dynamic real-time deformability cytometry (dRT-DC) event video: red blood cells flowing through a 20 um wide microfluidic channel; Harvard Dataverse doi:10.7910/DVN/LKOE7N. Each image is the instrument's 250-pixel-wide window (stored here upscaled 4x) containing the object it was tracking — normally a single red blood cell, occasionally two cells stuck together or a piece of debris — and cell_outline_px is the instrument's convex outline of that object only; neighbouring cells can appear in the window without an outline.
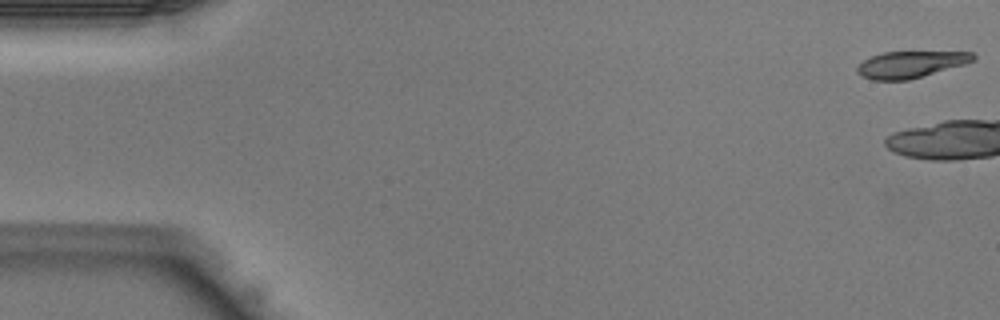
{"species": "Egyptian fruit bat (a non-hibernating species)", "species_latin": "Rousettus aegyptiacus", "temperature_condition": "warm", "stored_images_in_passage": 5, "camera_frame_rate_fps": 3000, "um_per_image_px": 0.085, "animal": {"sex": "male"}, "frame": {"image": 1, "passage_image": 1, "time_ms": 0.0, "image_size_px": [1000, 320], "cell_outline_px": [[976, 60], [964, 64], [908, 80], [872, 80], [860, 76], [856, 72], [856, 68], [864, 60], [872, 56], [884, 52], [972, 52], [976, 56]], "centroid_in_image_um": [77.38, 5.48], "position_along_channel_um": 7.6, "area_um2": 17.86}}